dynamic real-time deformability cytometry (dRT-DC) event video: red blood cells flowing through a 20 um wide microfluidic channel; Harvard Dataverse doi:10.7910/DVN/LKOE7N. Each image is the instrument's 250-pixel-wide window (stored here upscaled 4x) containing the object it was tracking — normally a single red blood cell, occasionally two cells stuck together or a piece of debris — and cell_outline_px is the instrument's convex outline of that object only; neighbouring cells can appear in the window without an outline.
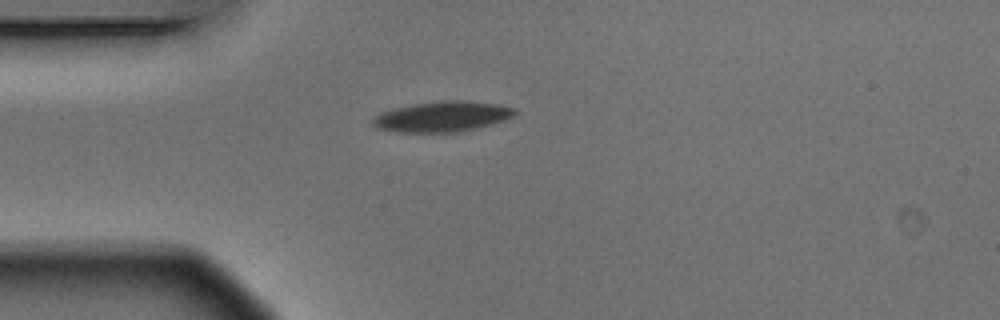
{"species": "Egyptian fruit bat (a non-hibernating species)", "species_latin": "Rousettus aegyptiacus", "temperature_condition": "warm", "stored_images_in_passage": 1, "camera_frame_rate_fps": 3000, "um_per_image_px": 0.085, "animal": {"sex": "male"}, "frame": {"image": 1, "passage_image": 1, "time_ms": 0.0, "image_size_px": [1000, 320], "cell_outline_px": [[516, 112], [512, 116], [504, 120], [492, 124], [460, 132], [396, 132], [376, 128], [372, 124], [372, 120], [380, 112], [392, 108], [440, 100], [468, 100], [500, 104], [516, 108]], "centroid_in_image_um": [37.6, 9.9], "position_along_channel_um": 47.4, "area_um2": 25.37}}